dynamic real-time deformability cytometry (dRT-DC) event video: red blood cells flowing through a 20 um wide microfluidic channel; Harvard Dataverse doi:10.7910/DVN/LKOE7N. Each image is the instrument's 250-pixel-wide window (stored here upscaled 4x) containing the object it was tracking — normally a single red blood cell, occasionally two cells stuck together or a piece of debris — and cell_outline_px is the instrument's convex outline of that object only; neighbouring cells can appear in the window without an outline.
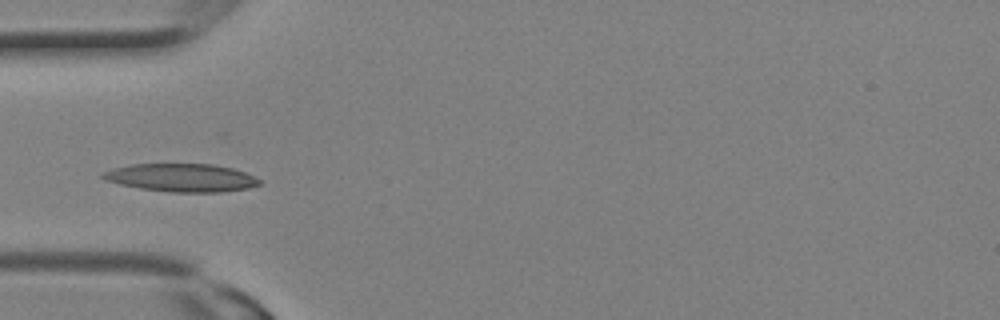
{"species": "Egyptian fruit bat (a non-hibernating species)", "species_latin": "Rousettus aegyptiacus", "temperature_condition": "room temperature", "stored_images_in_passage": 12, "camera_frame_rate_fps": 3000, "um_per_image_px": 0.085, "animal": {"sex": "female"}, "frame": {"image": 1, "passage_image": 9, "time_ms": 2.667, "image_size_px": [1000, 320], "cell_outline_px": [[264, 184], [248, 188], [220, 192], [172, 192], [140, 188], [120, 184], [104, 180], [100, 176], [100, 172], [112, 168], [128, 164], [212, 164], [232, 168], [244, 172], [260, 180]], "centroid_in_image_um": [15.38, 15.1], "position_along_channel_um": 69.6, "area_um2": 25.72}}
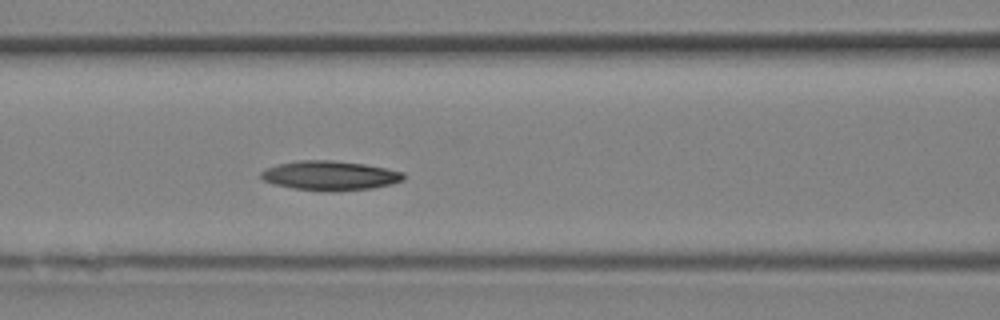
{"frame": {"image": 2, "passage_image": 12, "time_ms": 3.667, "image_size_px": [1000, 320], "cell_outline_px": [[404, 180], [392, 184], [372, 188], [332, 192], [292, 188], [272, 184], [264, 180], [260, 176], [260, 172], [276, 164], [296, 160], [332, 160], [364, 164], [388, 168], [404, 172]], "centroid_in_image_um": [28.05, 14.92], "position_along_channel_um": 138.5, "area_um2": 24.68}}